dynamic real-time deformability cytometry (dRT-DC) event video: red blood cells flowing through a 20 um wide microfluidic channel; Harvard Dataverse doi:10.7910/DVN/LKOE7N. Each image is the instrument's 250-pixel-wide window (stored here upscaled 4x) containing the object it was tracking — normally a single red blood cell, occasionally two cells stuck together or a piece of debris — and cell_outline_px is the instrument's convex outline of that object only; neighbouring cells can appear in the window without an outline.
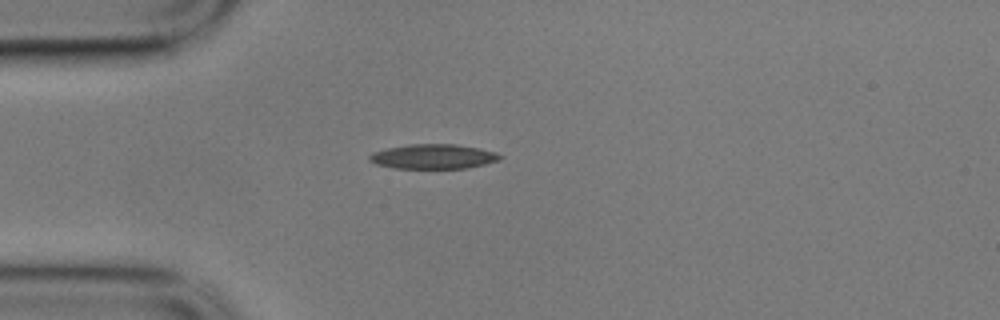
{"species": "common noctule bat (a hibernating species)", "species_latin": "Nyctalus noctula", "temperature_condition": "cold", "stored_images_in_passage": 1, "camera_frame_rate_fps": 3000, "um_per_image_px": 0.085, "animal": {"sex": "male", "body_mass_g": 17.9}, "frame": {"image": 1, "passage_image": 1, "time_ms": 0.0, "image_size_px": [1000, 320], "cell_outline_px": [[504, 156], [500, 160], [484, 164], [464, 168], [396, 168], [376, 164], [368, 160], [368, 156], [372, 152], [388, 148], [408, 144], [456, 144], [480, 148], [496, 152]], "centroid_in_image_um": [36.84, 13.29], "position_along_channel_um": 48.2, "area_um2": 18.79}}